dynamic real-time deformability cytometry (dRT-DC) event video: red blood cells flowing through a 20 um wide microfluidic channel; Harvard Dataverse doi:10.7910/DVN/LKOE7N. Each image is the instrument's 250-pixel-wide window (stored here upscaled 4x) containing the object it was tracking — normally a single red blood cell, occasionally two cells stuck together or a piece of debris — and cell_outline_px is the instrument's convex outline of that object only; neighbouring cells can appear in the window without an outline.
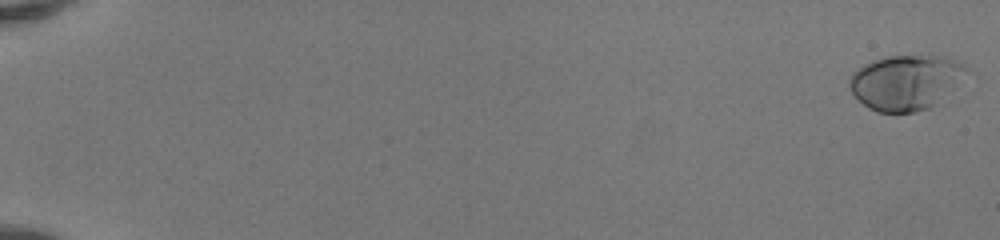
{"species": "human", "species_latin": "Homo sapiens", "temperature_condition": "room temperature", "stored_images_in_passage": 52, "camera_frame_rate_fps": 3000, "um_per_image_px": 0.085, "donor": {"sex": "female"}, "frame": {"image": 1, "passage_image": 1, "time_ms": 0.0, "image_size_px": [1000, 240], "cell_outline_px": [[968, 72], [928, 108], [916, 112], [876, 112], [868, 108], [848, 88], [848, 80], [864, 64], [888, 56], [940, 56], [964, 64], [968, 68]], "centroid_in_image_um": [76.93, 6.99], "position_along_channel_um": 8.1, "area_um2": 36.36}}
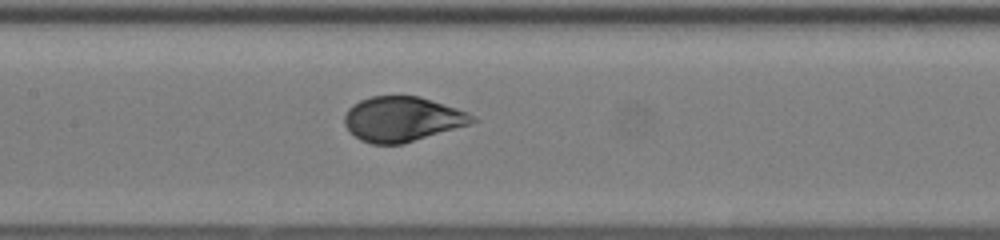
{"frame": {"image": 2, "passage_image": 28, "time_ms": 9.0, "image_size_px": [1000, 240], "cell_outline_px": [[480, 120], [468, 124], [404, 144], [372, 144], [360, 140], [344, 124], [344, 116], [348, 108], [352, 104], [360, 100], [372, 96], [420, 96], [456, 108], [476, 116]], "centroid_in_image_um": [34.18, 10.12], "position_along_channel_um": 173.2, "area_um2": 33.29}}
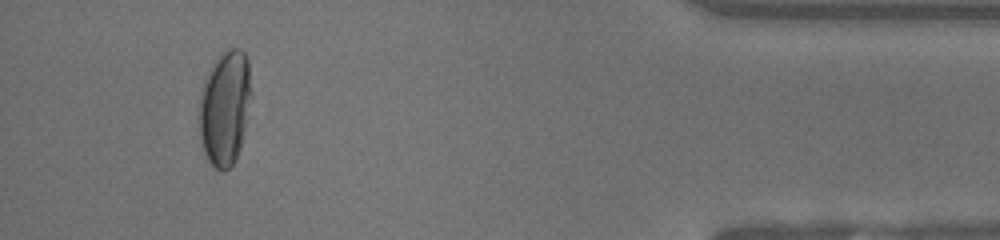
{"frame": {"image": 3, "passage_image": 49, "time_ms": 16.0, "image_size_px": [1000, 240], "cell_outline_px": [[252, 96], [240, 148], [232, 164], [224, 172], [216, 168], [208, 160], [204, 152], [200, 136], [200, 96], [204, 80], [212, 64], [224, 52], [232, 48], [240, 48], [244, 52], [248, 60]], "centroid_in_image_um": [19.13, 9.15], "position_along_channel_um": 416.1, "area_um2": 34.56}, "authors_computed_cell_mechanics": {"area_um2": 34.5933, "velocity_mm_per_s": 4.1464, "shape_relaxation_time_tau1_ms": 4.1069, "shape_relaxation_time_tau2_ms": null, "deformation_change_tau1": 0.2016, "deformation_change_tau2": null}}